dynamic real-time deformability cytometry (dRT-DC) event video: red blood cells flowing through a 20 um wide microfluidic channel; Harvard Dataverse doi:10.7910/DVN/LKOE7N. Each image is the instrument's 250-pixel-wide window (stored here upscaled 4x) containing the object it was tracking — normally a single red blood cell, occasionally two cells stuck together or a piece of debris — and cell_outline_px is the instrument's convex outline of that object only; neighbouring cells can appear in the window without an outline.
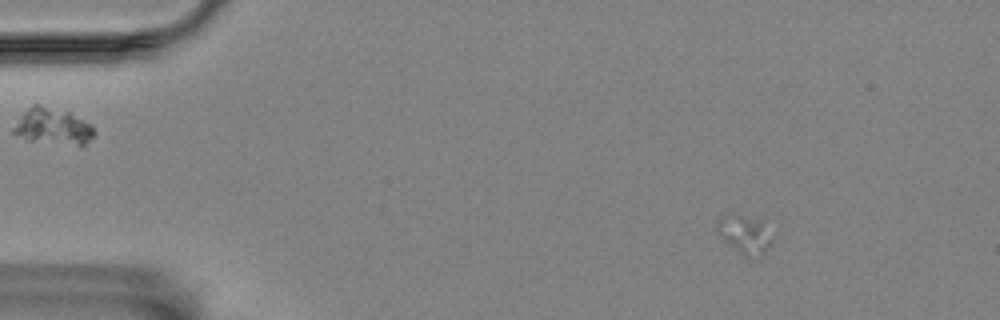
{"species": "Egyptian fruit bat (a non-hibernating species)", "species_latin": "Rousettus aegyptiacus", "temperature_condition": "room temperature", "stored_images_in_passage": 8, "camera_frame_rate_fps": 3000, "um_per_image_px": 0.085, "animal": {"sex": "female"}, "frame": {"image": 1, "passage_image": 4, "time_ms": 3.333, "image_size_px": [1000, 320], "cell_outline_px": [[772, 240], [760, 260], [748, 260], [720, 236], [716, 228], [716, 224], [720, 216], [740, 216], [760, 224]], "centroid_in_image_um": [63.25, 20.07], "position_along_channel_um": 21.7, "area_um2": 11.62}}